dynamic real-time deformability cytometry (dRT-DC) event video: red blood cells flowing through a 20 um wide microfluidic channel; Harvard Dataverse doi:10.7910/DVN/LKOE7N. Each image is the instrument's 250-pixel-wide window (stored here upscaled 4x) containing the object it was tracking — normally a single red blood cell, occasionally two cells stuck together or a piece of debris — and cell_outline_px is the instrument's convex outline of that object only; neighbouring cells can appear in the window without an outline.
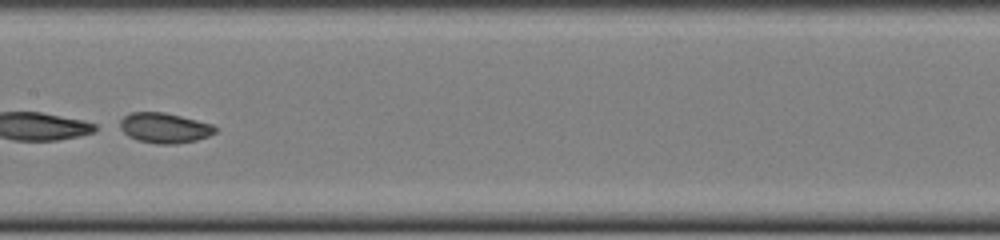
{"species": "common noctule bat (a hibernating species)", "species_latin": "Nyctalus noctula", "temperature_condition": "cold", "stored_images_in_passage": 48, "segment_of_instrument_passage": [2, 2], "camera_frame_rate_fps": 3000, "um_per_image_px": 0.085, "animal": {"sex": "female", "body_mass_g": 22.0, "forearm_length_mm": 56.7}, "frame": {"image": 1, "passage_image": 24, "time_ms": 7.667, "image_size_px": [1000, 240], "cell_outline_px": [[216, 132], [208, 136], [196, 140], [176, 144], [156, 144], [136, 140], [128, 136], [120, 128], [120, 120], [124, 116], [132, 112], [164, 112], [212, 124], [216, 128]], "centroid_in_image_um": [13.96, 10.88], "position_along_channel_um": 193.4, "area_um2": 16.7}}
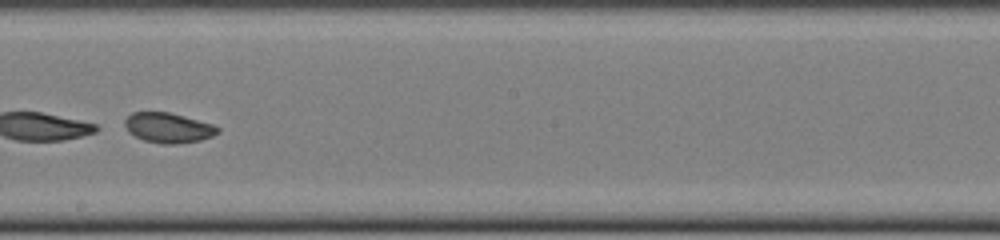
{"frame": {"image": 2, "passage_image": 27, "time_ms": 8.667, "image_size_px": [1000, 240], "cell_outline_px": [[220, 132], [212, 136], [200, 140], [176, 144], [164, 144], [144, 140], [128, 132], [124, 124], [124, 120], [132, 112], [168, 112], [184, 116], [212, 124], [220, 128]], "centroid_in_image_um": [14.3, 10.86], "position_along_channel_um": 233.9, "area_um2": 16.18}}
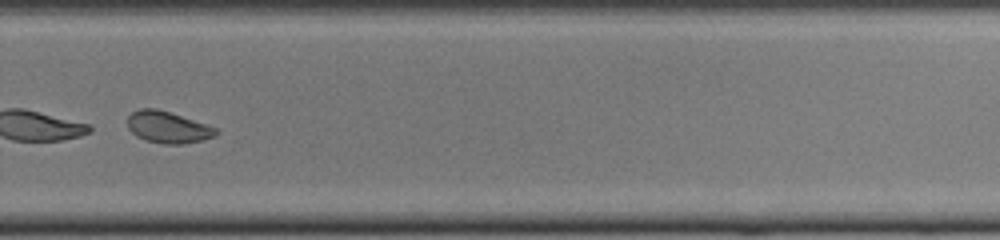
{"frame": {"image": 3, "passage_image": 33, "time_ms": 10.667, "image_size_px": [1000, 240], "cell_outline_px": [[220, 132], [216, 136], [184, 144], [164, 144], [144, 140], [136, 136], [128, 128], [128, 116], [132, 112], [140, 108], [156, 108], [220, 128]], "centroid_in_image_um": [14.3, 10.82], "position_along_channel_um": 315.5, "area_um2": 16.47}}